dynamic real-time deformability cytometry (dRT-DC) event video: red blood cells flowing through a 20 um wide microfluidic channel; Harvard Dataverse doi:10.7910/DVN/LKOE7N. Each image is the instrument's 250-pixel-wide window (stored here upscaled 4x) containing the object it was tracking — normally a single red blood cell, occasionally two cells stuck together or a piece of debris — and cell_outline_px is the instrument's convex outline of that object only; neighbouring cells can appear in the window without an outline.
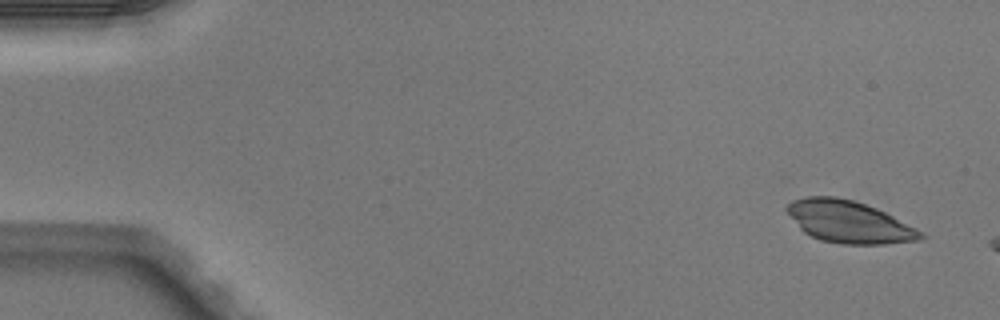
{"species": "Egyptian fruit bat (a non-hibernating species)", "species_latin": "Rousettus aegyptiacus", "temperature_condition": "warm", "stored_images_in_passage": 4, "camera_frame_rate_fps": 3000, "um_per_image_px": 0.085, "animal": {"sex": "male"}, "frame": {"image": 1, "passage_image": 1, "time_ms": 0.0, "image_size_px": [1000, 320], "cell_outline_px": [[928, 236], [920, 240], [884, 244], [840, 244], [820, 240], [804, 232], [800, 228], [784, 208], [792, 200], [808, 196], [836, 196], [852, 200], [876, 208], [924, 232]], "centroid_in_image_um": [72.17, 18.86], "position_along_channel_um": 12.8, "area_um2": 32.71}}